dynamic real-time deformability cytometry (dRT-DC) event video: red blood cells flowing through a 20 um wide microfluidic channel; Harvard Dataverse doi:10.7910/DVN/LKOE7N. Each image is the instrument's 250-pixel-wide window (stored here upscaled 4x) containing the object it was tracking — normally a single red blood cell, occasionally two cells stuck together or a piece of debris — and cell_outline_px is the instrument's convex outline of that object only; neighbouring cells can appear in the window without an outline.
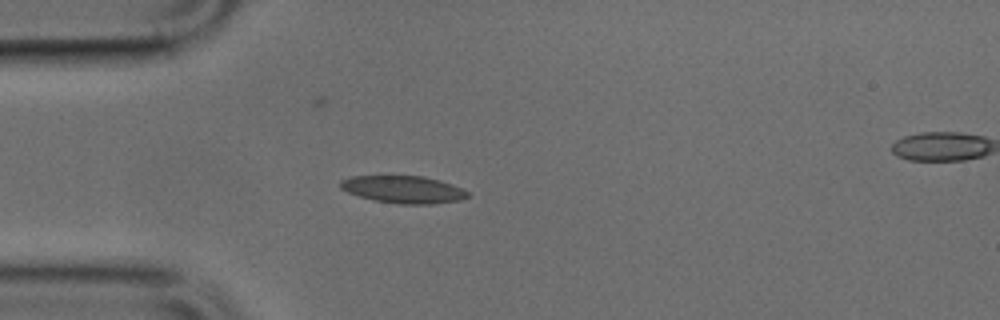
{"species": "common noctule bat (a hibernating species)", "species_latin": "Nyctalus noctula", "temperature_condition": "cold", "stored_images_in_passage": 38, "camera_frame_rate_fps": 3000, "um_per_image_px": 0.085, "animal": {"sex": "male", "body_mass_g": 17.9, "forearm_length_mm": 54.2}, "frame": {"image": 1, "passage_image": 1, "time_ms": 0.0, "image_size_px": [1000, 320], "cell_outline_px": [[472, 196], [460, 200], [432, 204], [400, 204], [372, 200], [348, 192], [340, 188], [340, 180], [352, 176], [424, 176], [440, 180], [452, 184], [468, 192]], "centroid_in_image_um": [34.3, 16.1], "position_along_channel_um": 50.7, "area_um2": 20.35}}
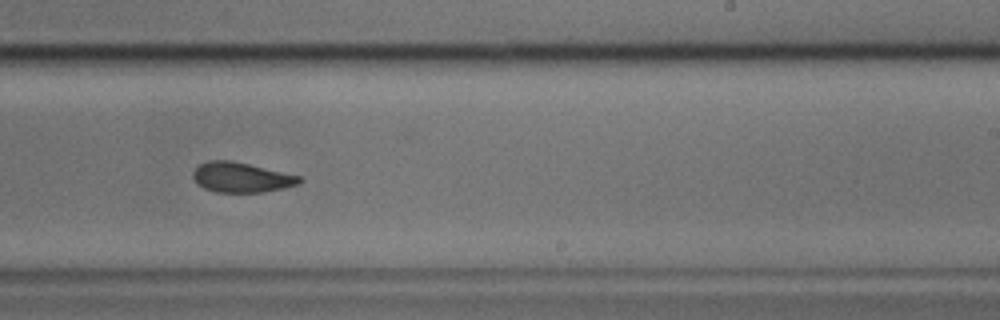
{"frame": {"image": 2, "passage_image": 18, "time_ms": 5.667, "image_size_px": [1000, 320], "cell_outline_px": [[304, 180], [296, 184], [284, 188], [264, 192], [216, 192], [204, 188], [192, 176], [192, 172], [200, 164], [208, 160], [228, 160], [248, 164], [300, 176]], "centroid_in_image_um": [20.51, 15.08], "position_along_channel_um": 268.5, "area_um2": 18.32}}
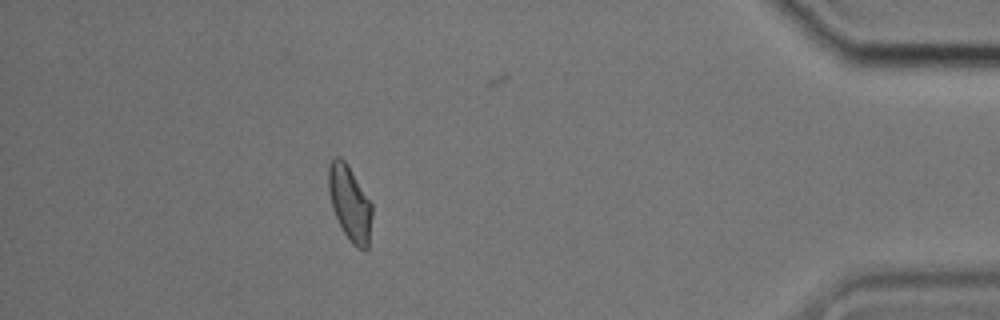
{"frame": {"image": 3, "passage_image": 32, "time_ms": 10.333, "image_size_px": [1000, 320], "cell_outline_px": [[372, 216], [368, 248], [364, 252], [356, 248], [348, 240], [332, 208], [328, 192], [328, 164], [336, 156], [340, 156], [344, 160], [372, 204]], "centroid_in_image_um": [29.73, 17.31], "position_along_channel_um": 405.5, "area_um2": 19.02}}